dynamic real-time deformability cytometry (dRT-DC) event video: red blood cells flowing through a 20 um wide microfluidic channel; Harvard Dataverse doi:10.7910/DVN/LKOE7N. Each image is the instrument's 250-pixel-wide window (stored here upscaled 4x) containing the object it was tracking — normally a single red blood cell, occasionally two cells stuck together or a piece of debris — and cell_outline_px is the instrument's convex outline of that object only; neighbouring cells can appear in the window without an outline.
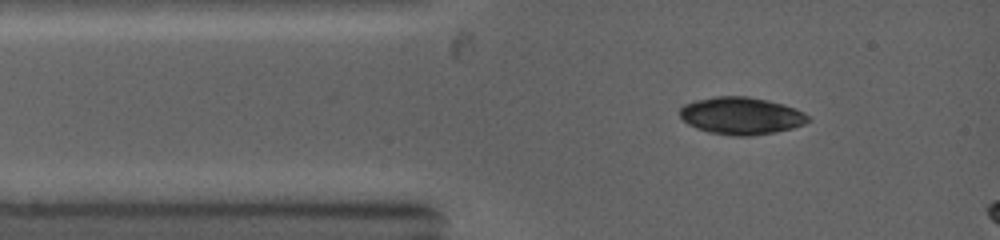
{"species": "common noctule bat (a hibernating species)", "species_latin": "Nyctalus noctula", "temperature_condition": "warm", "stored_images_in_passage": 3, "camera_frame_rate_fps": 5000, "um_per_image_px": 0.085, "animal": {"sex": "female", "body_mass_g": 19.0, "forearm_length_mm": 53.3}, "frame": {"image": 1, "passage_image": 1, "time_ms": 0.0, "image_size_px": [1000, 240], "cell_outline_px": [[812, 120], [804, 124], [792, 128], [776, 132], [752, 136], [732, 136], [708, 132], [696, 128], [688, 124], [680, 116], [680, 108], [684, 104], [696, 100], [716, 96], [748, 96], [768, 100], [784, 104], [796, 108], [804, 112]], "centroid_in_image_um": [63.03, 9.84], "position_along_channel_um": 22.0, "area_um2": 28.15}}